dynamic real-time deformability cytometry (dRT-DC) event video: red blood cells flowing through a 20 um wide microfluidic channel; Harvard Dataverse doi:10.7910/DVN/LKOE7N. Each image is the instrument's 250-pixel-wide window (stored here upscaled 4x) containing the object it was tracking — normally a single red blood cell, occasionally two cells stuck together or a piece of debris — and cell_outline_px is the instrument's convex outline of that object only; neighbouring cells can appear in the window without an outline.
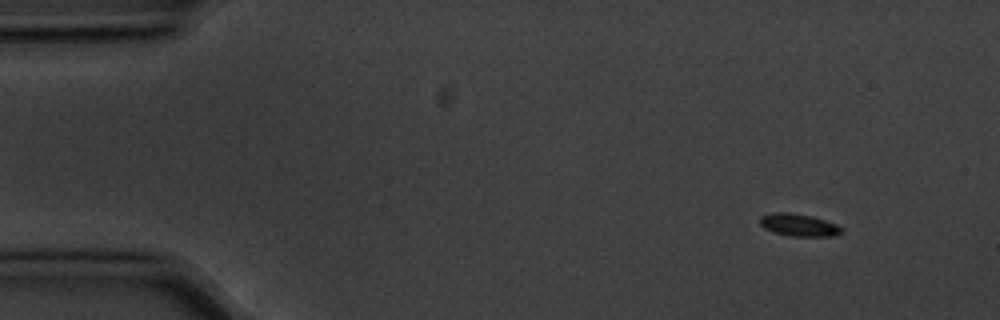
{"species": "common noctule bat (a hibernating species)", "species_latin": "Nyctalus noctula", "temperature_condition": "cold", "stored_images_in_passage": 4, "camera_frame_rate_fps": 3000, "um_per_image_px": 0.085, "animal": {"sex": "male", "body_mass_g": 20.1, "forearm_length_mm": 53.5}, "frame": {"image": 1, "passage_image": 1, "time_ms": 0.0, "image_size_px": [1000, 320], "cell_outline_px": [[844, 232], [836, 236], [792, 236], [776, 232], [764, 228], [760, 224], [760, 216], [772, 212], [788, 212], [812, 216], [836, 224], [844, 228]], "centroid_in_image_um": [67.94, 19.12], "position_along_channel_um": 17.1, "area_um2": 10.69}}
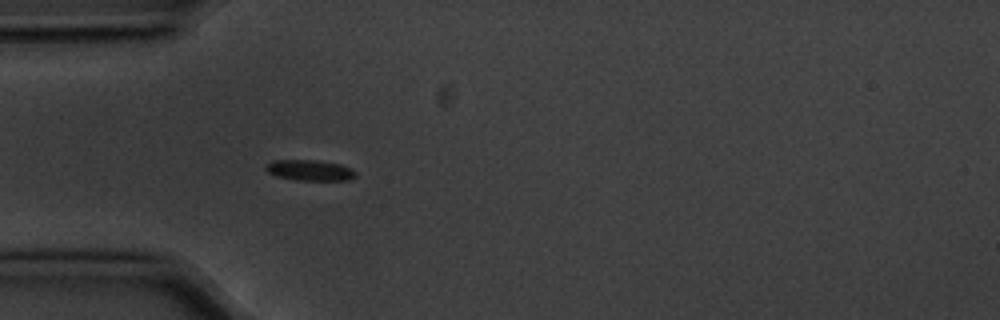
{"frame": {"image": 2, "passage_image": 4, "time_ms": 1.0, "image_size_px": [1000, 320], "cell_outline_px": [[356, 176], [348, 180], [296, 180], [276, 176], [268, 172], [264, 168], [272, 160], [316, 160], [340, 164], [352, 168], [356, 172]], "centroid_in_image_um": [26.35, 14.47], "position_along_channel_um": 58.7, "area_um2": 10.87}}